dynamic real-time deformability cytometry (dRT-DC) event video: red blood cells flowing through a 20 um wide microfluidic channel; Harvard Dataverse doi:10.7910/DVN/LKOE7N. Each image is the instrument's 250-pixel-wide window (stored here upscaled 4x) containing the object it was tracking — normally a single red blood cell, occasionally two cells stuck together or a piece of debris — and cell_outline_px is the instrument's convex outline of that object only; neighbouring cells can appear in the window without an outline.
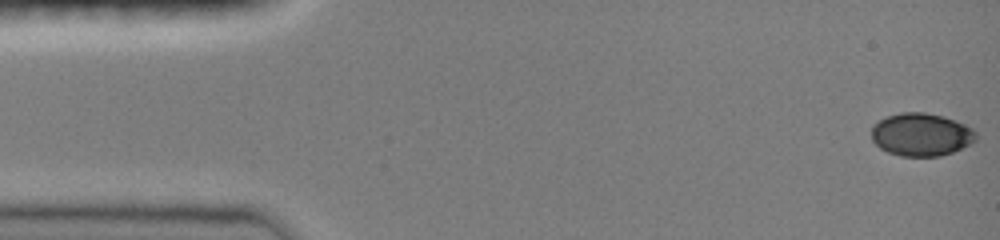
{"species": "common noctule bat (a hibernating species)", "species_latin": "Nyctalus noctula", "temperature_condition": "room temperature", "stored_images_in_passage": 14, "camera_frame_rate_fps": 3000, "um_per_image_px": 0.085, "animal": {"sex": "female", "body_mass_g": 19.0, "forearm_length_mm": 51.5}, "frame": {"image": 1, "passage_image": 1, "time_ms": 0.0, "image_size_px": [1000, 240], "cell_outline_px": [[976, 140], [972, 144], [952, 152], [940, 156], [900, 156], [888, 152], [880, 148], [872, 140], [872, 124], [888, 116], [900, 112], [924, 112], [944, 116], [964, 124], [972, 128], [976, 132]], "centroid_in_image_um": [78.31, 11.44], "position_along_channel_um": 6.7, "area_um2": 26.24}}
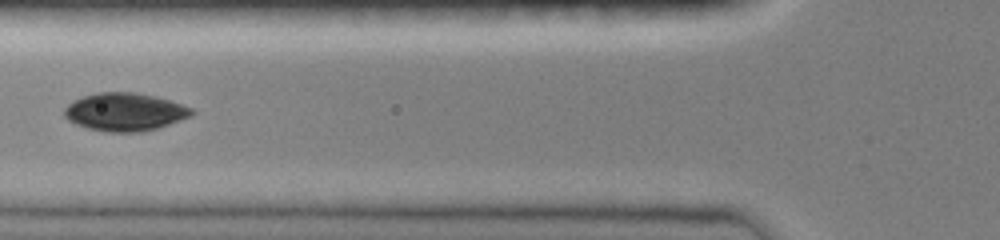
{"frame": {"image": 2, "passage_image": 10, "time_ms": 3.0, "image_size_px": [1000, 240], "cell_outline_px": [[196, 112], [192, 116], [144, 132], [108, 132], [88, 128], [76, 124], [68, 120], [64, 116], [64, 108], [72, 100], [96, 92], [136, 92], [156, 96], [192, 108]], "centroid_in_image_um": [10.6, 9.51], "position_along_channel_um": 115.2, "area_um2": 28.26}}
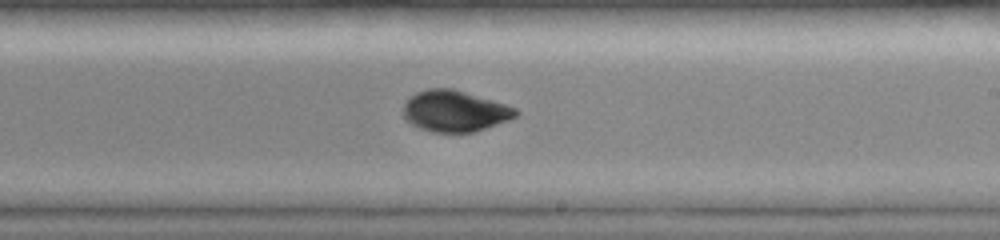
{"frame": {"image": 3, "passage_image": 14, "time_ms": 4.333, "image_size_px": [1000, 240], "cell_outline_px": [[520, 112], [516, 116], [508, 120], [476, 132], [432, 132], [420, 128], [412, 124], [404, 116], [404, 104], [416, 92], [428, 88], [452, 88], [492, 100], [516, 108]], "centroid_in_image_um": [38.67, 9.44], "position_along_channel_um": 250.3, "area_um2": 26.76}}